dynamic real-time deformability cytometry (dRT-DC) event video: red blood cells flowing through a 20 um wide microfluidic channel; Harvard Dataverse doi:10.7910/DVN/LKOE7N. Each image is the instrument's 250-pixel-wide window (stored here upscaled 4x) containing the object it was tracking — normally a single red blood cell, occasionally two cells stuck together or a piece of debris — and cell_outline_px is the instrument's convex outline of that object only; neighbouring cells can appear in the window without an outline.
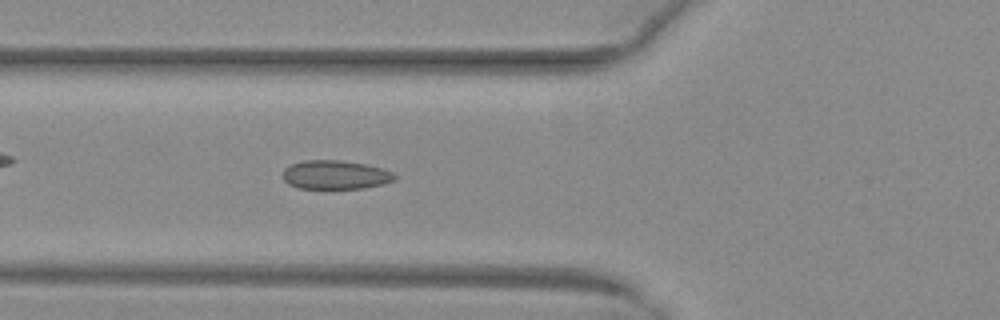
{"species": "common noctule bat (a hibernating species)", "species_latin": "Nyctalus noctula", "temperature_condition": "warm", "stored_images_in_passage": 38, "camera_frame_rate_fps": 3000, "um_per_image_px": 0.085, "animal": {"sex": "female", "body_mass_g": 29.2, "forearm_length_mm": 56.3}, "frame": {"image": 1, "passage_image": 12, "time_ms": 3.667, "image_size_px": [1000, 320], "cell_outline_px": [[396, 180], [384, 184], [364, 188], [324, 192], [296, 188], [288, 184], [284, 180], [284, 168], [292, 164], [304, 160], [340, 160], [364, 164], [384, 168], [392, 172], [396, 176]], "centroid_in_image_um": [28.5, 14.92], "position_along_channel_um": 97.3, "area_um2": 19.83}}
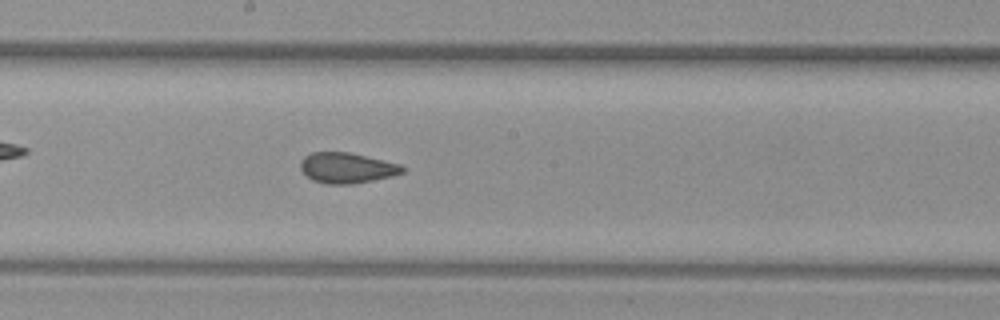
{"frame": {"image": 2, "passage_image": 21, "time_ms": 6.667, "image_size_px": [1000, 320], "cell_outline_px": [[408, 168], [404, 172], [392, 176], [352, 184], [324, 184], [312, 180], [300, 168], [300, 160], [304, 156], [312, 152], [348, 152], [400, 164]], "centroid_in_image_um": [29.48, 14.27], "position_along_channel_um": 218.7, "area_um2": 18.15}}
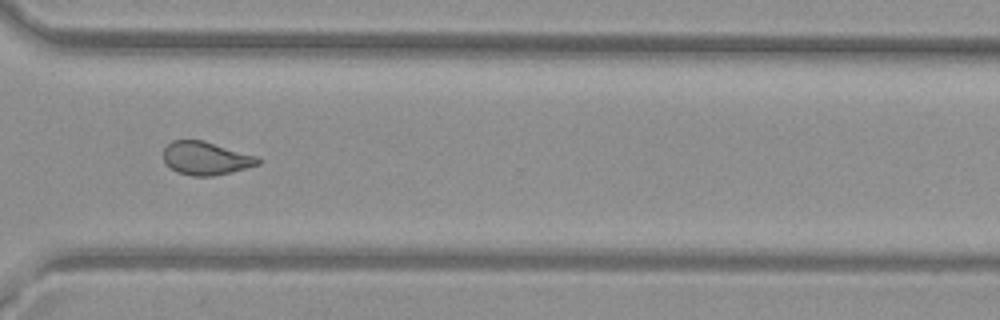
{"frame": {"image": 3, "passage_image": 31, "time_ms": 10.0, "image_size_px": [1000, 320], "cell_outline_px": [[260, 164], [212, 176], [192, 176], [176, 172], [164, 160], [164, 148], [172, 140], [204, 140], [260, 156]], "centroid_in_image_um": [17.53, 13.43], "position_along_channel_um": 353.1, "area_um2": 18.32}, "authors_computed_cell_mechanics": {"area_um2": 18.7561, "velocity_mm_per_s": 4.0306, "shape_relaxation_time_tau1_ms": null, "shape_relaxation_time_tau2_ms": 1.2222, "deformation_change_tau1": null, "deformation_change_tau2": 0.0682}}